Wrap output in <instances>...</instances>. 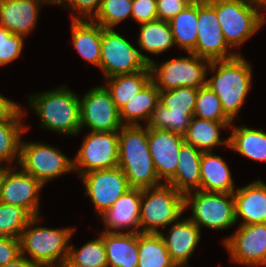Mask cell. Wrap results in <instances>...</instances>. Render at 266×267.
<instances>
[{
    "label": "cell",
    "instance_id": "cell-3",
    "mask_svg": "<svg viewBox=\"0 0 266 267\" xmlns=\"http://www.w3.org/2000/svg\"><path fill=\"white\" fill-rule=\"evenodd\" d=\"M43 128L65 135L81 132L80 98L65 85L28 97Z\"/></svg>",
    "mask_w": 266,
    "mask_h": 267
},
{
    "label": "cell",
    "instance_id": "cell-26",
    "mask_svg": "<svg viewBox=\"0 0 266 267\" xmlns=\"http://www.w3.org/2000/svg\"><path fill=\"white\" fill-rule=\"evenodd\" d=\"M231 123L193 117L186 133L183 135L184 141L203 152L213 151L215 147L220 145L229 147V138L222 140L220 130L229 128Z\"/></svg>",
    "mask_w": 266,
    "mask_h": 267
},
{
    "label": "cell",
    "instance_id": "cell-11",
    "mask_svg": "<svg viewBox=\"0 0 266 267\" xmlns=\"http://www.w3.org/2000/svg\"><path fill=\"white\" fill-rule=\"evenodd\" d=\"M73 159V169L81 176L92 170L118 167V131L89 132Z\"/></svg>",
    "mask_w": 266,
    "mask_h": 267
},
{
    "label": "cell",
    "instance_id": "cell-31",
    "mask_svg": "<svg viewBox=\"0 0 266 267\" xmlns=\"http://www.w3.org/2000/svg\"><path fill=\"white\" fill-rule=\"evenodd\" d=\"M140 25L137 43L147 53L157 55L174 46V37L168 21L155 20Z\"/></svg>",
    "mask_w": 266,
    "mask_h": 267
},
{
    "label": "cell",
    "instance_id": "cell-21",
    "mask_svg": "<svg viewBox=\"0 0 266 267\" xmlns=\"http://www.w3.org/2000/svg\"><path fill=\"white\" fill-rule=\"evenodd\" d=\"M233 197L236 222L241 217V225L266 223V184L263 181L259 179L237 188Z\"/></svg>",
    "mask_w": 266,
    "mask_h": 267
},
{
    "label": "cell",
    "instance_id": "cell-23",
    "mask_svg": "<svg viewBox=\"0 0 266 267\" xmlns=\"http://www.w3.org/2000/svg\"><path fill=\"white\" fill-rule=\"evenodd\" d=\"M103 238L108 267H138V234L100 232Z\"/></svg>",
    "mask_w": 266,
    "mask_h": 267
},
{
    "label": "cell",
    "instance_id": "cell-5",
    "mask_svg": "<svg viewBox=\"0 0 266 267\" xmlns=\"http://www.w3.org/2000/svg\"><path fill=\"white\" fill-rule=\"evenodd\" d=\"M185 212L184 194L163 183L157 187L142 189L141 233L158 234V228H167Z\"/></svg>",
    "mask_w": 266,
    "mask_h": 267
},
{
    "label": "cell",
    "instance_id": "cell-27",
    "mask_svg": "<svg viewBox=\"0 0 266 267\" xmlns=\"http://www.w3.org/2000/svg\"><path fill=\"white\" fill-rule=\"evenodd\" d=\"M160 91L151 80L138 94L119 109L123 125H140L143 119L148 123L154 108L159 103ZM146 120V121H145Z\"/></svg>",
    "mask_w": 266,
    "mask_h": 267
},
{
    "label": "cell",
    "instance_id": "cell-6",
    "mask_svg": "<svg viewBox=\"0 0 266 267\" xmlns=\"http://www.w3.org/2000/svg\"><path fill=\"white\" fill-rule=\"evenodd\" d=\"M215 10L228 46L238 47L253 36L262 24L260 8L247 0H206Z\"/></svg>",
    "mask_w": 266,
    "mask_h": 267
},
{
    "label": "cell",
    "instance_id": "cell-44",
    "mask_svg": "<svg viewBox=\"0 0 266 267\" xmlns=\"http://www.w3.org/2000/svg\"><path fill=\"white\" fill-rule=\"evenodd\" d=\"M21 255L20 239L0 237V267Z\"/></svg>",
    "mask_w": 266,
    "mask_h": 267
},
{
    "label": "cell",
    "instance_id": "cell-7",
    "mask_svg": "<svg viewBox=\"0 0 266 267\" xmlns=\"http://www.w3.org/2000/svg\"><path fill=\"white\" fill-rule=\"evenodd\" d=\"M188 54V57L168 59L160 65L152 59L149 63L152 81L159 91L179 87L199 89L207 85L206 75L211 61L192 52Z\"/></svg>",
    "mask_w": 266,
    "mask_h": 267
},
{
    "label": "cell",
    "instance_id": "cell-35",
    "mask_svg": "<svg viewBox=\"0 0 266 267\" xmlns=\"http://www.w3.org/2000/svg\"><path fill=\"white\" fill-rule=\"evenodd\" d=\"M197 92L190 87L160 91L159 103L168 108V114L194 115Z\"/></svg>",
    "mask_w": 266,
    "mask_h": 267
},
{
    "label": "cell",
    "instance_id": "cell-16",
    "mask_svg": "<svg viewBox=\"0 0 266 267\" xmlns=\"http://www.w3.org/2000/svg\"><path fill=\"white\" fill-rule=\"evenodd\" d=\"M15 167L6 171L0 191V202L26 209L33 217L39 214V192L44 186L32 175Z\"/></svg>",
    "mask_w": 266,
    "mask_h": 267
},
{
    "label": "cell",
    "instance_id": "cell-29",
    "mask_svg": "<svg viewBox=\"0 0 266 267\" xmlns=\"http://www.w3.org/2000/svg\"><path fill=\"white\" fill-rule=\"evenodd\" d=\"M232 130L229 147L246 158L266 162V133L262 130L242 125L230 126Z\"/></svg>",
    "mask_w": 266,
    "mask_h": 267
},
{
    "label": "cell",
    "instance_id": "cell-42",
    "mask_svg": "<svg viewBox=\"0 0 266 267\" xmlns=\"http://www.w3.org/2000/svg\"><path fill=\"white\" fill-rule=\"evenodd\" d=\"M131 17L139 24L158 20L157 0H132Z\"/></svg>",
    "mask_w": 266,
    "mask_h": 267
},
{
    "label": "cell",
    "instance_id": "cell-1",
    "mask_svg": "<svg viewBox=\"0 0 266 267\" xmlns=\"http://www.w3.org/2000/svg\"><path fill=\"white\" fill-rule=\"evenodd\" d=\"M120 167L131 188H153L163 184L150 154L148 127L123 125L118 131Z\"/></svg>",
    "mask_w": 266,
    "mask_h": 267
},
{
    "label": "cell",
    "instance_id": "cell-28",
    "mask_svg": "<svg viewBox=\"0 0 266 267\" xmlns=\"http://www.w3.org/2000/svg\"><path fill=\"white\" fill-rule=\"evenodd\" d=\"M151 80L152 75L148 64L139 72L112 76L105 79L108 86L104 85V87L110 93L116 107L120 109L138 94Z\"/></svg>",
    "mask_w": 266,
    "mask_h": 267
},
{
    "label": "cell",
    "instance_id": "cell-10",
    "mask_svg": "<svg viewBox=\"0 0 266 267\" xmlns=\"http://www.w3.org/2000/svg\"><path fill=\"white\" fill-rule=\"evenodd\" d=\"M17 165L45 185L49 180L74 171L73 160L49 144L24 142Z\"/></svg>",
    "mask_w": 266,
    "mask_h": 267
},
{
    "label": "cell",
    "instance_id": "cell-17",
    "mask_svg": "<svg viewBox=\"0 0 266 267\" xmlns=\"http://www.w3.org/2000/svg\"><path fill=\"white\" fill-rule=\"evenodd\" d=\"M148 142L156 174L160 181L167 183L176 173L184 138L168 130L148 128Z\"/></svg>",
    "mask_w": 266,
    "mask_h": 267
},
{
    "label": "cell",
    "instance_id": "cell-32",
    "mask_svg": "<svg viewBox=\"0 0 266 267\" xmlns=\"http://www.w3.org/2000/svg\"><path fill=\"white\" fill-rule=\"evenodd\" d=\"M138 258V267H177L159 233L138 234Z\"/></svg>",
    "mask_w": 266,
    "mask_h": 267
},
{
    "label": "cell",
    "instance_id": "cell-48",
    "mask_svg": "<svg viewBox=\"0 0 266 267\" xmlns=\"http://www.w3.org/2000/svg\"><path fill=\"white\" fill-rule=\"evenodd\" d=\"M10 167L7 165V166H5V165H1L0 164V191H1V187H2V181H3V179H4V176H5V174H6V171L9 169Z\"/></svg>",
    "mask_w": 266,
    "mask_h": 267
},
{
    "label": "cell",
    "instance_id": "cell-33",
    "mask_svg": "<svg viewBox=\"0 0 266 267\" xmlns=\"http://www.w3.org/2000/svg\"><path fill=\"white\" fill-rule=\"evenodd\" d=\"M23 116L20 108L9 120L0 122V164L19 162L21 134L27 130V126L23 127L21 123Z\"/></svg>",
    "mask_w": 266,
    "mask_h": 267
},
{
    "label": "cell",
    "instance_id": "cell-45",
    "mask_svg": "<svg viewBox=\"0 0 266 267\" xmlns=\"http://www.w3.org/2000/svg\"><path fill=\"white\" fill-rule=\"evenodd\" d=\"M20 108L18 103L0 95V122L9 120Z\"/></svg>",
    "mask_w": 266,
    "mask_h": 267
},
{
    "label": "cell",
    "instance_id": "cell-36",
    "mask_svg": "<svg viewBox=\"0 0 266 267\" xmlns=\"http://www.w3.org/2000/svg\"><path fill=\"white\" fill-rule=\"evenodd\" d=\"M32 218L26 209L0 202V237L20 239Z\"/></svg>",
    "mask_w": 266,
    "mask_h": 267
},
{
    "label": "cell",
    "instance_id": "cell-12",
    "mask_svg": "<svg viewBox=\"0 0 266 267\" xmlns=\"http://www.w3.org/2000/svg\"><path fill=\"white\" fill-rule=\"evenodd\" d=\"M79 100L81 129L87 126L91 132H113L122 128L119 109L103 85L88 90Z\"/></svg>",
    "mask_w": 266,
    "mask_h": 267
},
{
    "label": "cell",
    "instance_id": "cell-14",
    "mask_svg": "<svg viewBox=\"0 0 266 267\" xmlns=\"http://www.w3.org/2000/svg\"><path fill=\"white\" fill-rule=\"evenodd\" d=\"M88 195L100 216L124 193L131 189L120 167L92 170L80 176Z\"/></svg>",
    "mask_w": 266,
    "mask_h": 267
},
{
    "label": "cell",
    "instance_id": "cell-2",
    "mask_svg": "<svg viewBox=\"0 0 266 267\" xmlns=\"http://www.w3.org/2000/svg\"><path fill=\"white\" fill-rule=\"evenodd\" d=\"M208 69L214 75L207 78V85L220 99L225 115L233 122L251 88V64L237 54L229 59L211 61Z\"/></svg>",
    "mask_w": 266,
    "mask_h": 267
},
{
    "label": "cell",
    "instance_id": "cell-4",
    "mask_svg": "<svg viewBox=\"0 0 266 267\" xmlns=\"http://www.w3.org/2000/svg\"><path fill=\"white\" fill-rule=\"evenodd\" d=\"M42 220L40 216L33 217L20 236L21 255L45 267H60L68 258V243L75 228L49 229L35 225ZM34 227V228H33ZM27 253V254H26Z\"/></svg>",
    "mask_w": 266,
    "mask_h": 267
},
{
    "label": "cell",
    "instance_id": "cell-41",
    "mask_svg": "<svg viewBox=\"0 0 266 267\" xmlns=\"http://www.w3.org/2000/svg\"><path fill=\"white\" fill-rule=\"evenodd\" d=\"M102 0H55L53 4H58L77 12V16H72V20H92L99 11ZM66 3V4H65ZM81 16V17H80ZM87 17V18H86Z\"/></svg>",
    "mask_w": 266,
    "mask_h": 267
},
{
    "label": "cell",
    "instance_id": "cell-43",
    "mask_svg": "<svg viewBox=\"0 0 266 267\" xmlns=\"http://www.w3.org/2000/svg\"><path fill=\"white\" fill-rule=\"evenodd\" d=\"M193 0H157L158 20L170 21Z\"/></svg>",
    "mask_w": 266,
    "mask_h": 267
},
{
    "label": "cell",
    "instance_id": "cell-25",
    "mask_svg": "<svg viewBox=\"0 0 266 267\" xmlns=\"http://www.w3.org/2000/svg\"><path fill=\"white\" fill-rule=\"evenodd\" d=\"M71 36L81 57L99 67L102 26L92 20H72Z\"/></svg>",
    "mask_w": 266,
    "mask_h": 267
},
{
    "label": "cell",
    "instance_id": "cell-19",
    "mask_svg": "<svg viewBox=\"0 0 266 267\" xmlns=\"http://www.w3.org/2000/svg\"><path fill=\"white\" fill-rule=\"evenodd\" d=\"M50 0H0V27L26 37L37 24L41 6Z\"/></svg>",
    "mask_w": 266,
    "mask_h": 267
},
{
    "label": "cell",
    "instance_id": "cell-22",
    "mask_svg": "<svg viewBox=\"0 0 266 267\" xmlns=\"http://www.w3.org/2000/svg\"><path fill=\"white\" fill-rule=\"evenodd\" d=\"M203 151L184 142L178 153V166L175 175L166 183L184 195L201 190L200 162Z\"/></svg>",
    "mask_w": 266,
    "mask_h": 267
},
{
    "label": "cell",
    "instance_id": "cell-40",
    "mask_svg": "<svg viewBox=\"0 0 266 267\" xmlns=\"http://www.w3.org/2000/svg\"><path fill=\"white\" fill-rule=\"evenodd\" d=\"M24 36L13 34L0 27V66L17 59L23 49Z\"/></svg>",
    "mask_w": 266,
    "mask_h": 267
},
{
    "label": "cell",
    "instance_id": "cell-46",
    "mask_svg": "<svg viewBox=\"0 0 266 267\" xmlns=\"http://www.w3.org/2000/svg\"><path fill=\"white\" fill-rule=\"evenodd\" d=\"M1 267H45L42 264L35 263L28 259L25 255H20L17 259Z\"/></svg>",
    "mask_w": 266,
    "mask_h": 267
},
{
    "label": "cell",
    "instance_id": "cell-38",
    "mask_svg": "<svg viewBox=\"0 0 266 267\" xmlns=\"http://www.w3.org/2000/svg\"><path fill=\"white\" fill-rule=\"evenodd\" d=\"M131 13L132 0H102L92 21L105 29H113L127 17H131Z\"/></svg>",
    "mask_w": 266,
    "mask_h": 267
},
{
    "label": "cell",
    "instance_id": "cell-49",
    "mask_svg": "<svg viewBox=\"0 0 266 267\" xmlns=\"http://www.w3.org/2000/svg\"><path fill=\"white\" fill-rule=\"evenodd\" d=\"M60 267H78V266H73L66 260Z\"/></svg>",
    "mask_w": 266,
    "mask_h": 267
},
{
    "label": "cell",
    "instance_id": "cell-13",
    "mask_svg": "<svg viewBox=\"0 0 266 267\" xmlns=\"http://www.w3.org/2000/svg\"><path fill=\"white\" fill-rule=\"evenodd\" d=\"M230 261L250 267H262L266 262V223L240 225L224 239Z\"/></svg>",
    "mask_w": 266,
    "mask_h": 267
},
{
    "label": "cell",
    "instance_id": "cell-30",
    "mask_svg": "<svg viewBox=\"0 0 266 267\" xmlns=\"http://www.w3.org/2000/svg\"><path fill=\"white\" fill-rule=\"evenodd\" d=\"M168 22L175 45L187 53L192 52L197 43L198 0H193Z\"/></svg>",
    "mask_w": 266,
    "mask_h": 267
},
{
    "label": "cell",
    "instance_id": "cell-39",
    "mask_svg": "<svg viewBox=\"0 0 266 267\" xmlns=\"http://www.w3.org/2000/svg\"><path fill=\"white\" fill-rule=\"evenodd\" d=\"M193 116L168 114V108L158 103L146 126L152 129L168 130L183 136Z\"/></svg>",
    "mask_w": 266,
    "mask_h": 267
},
{
    "label": "cell",
    "instance_id": "cell-15",
    "mask_svg": "<svg viewBox=\"0 0 266 267\" xmlns=\"http://www.w3.org/2000/svg\"><path fill=\"white\" fill-rule=\"evenodd\" d=\"M197 43L192 51L199 57L210 61L229 59L238 52H229L216 10L206 1L198 0Z\"/></svg>",
    "mask_w": 266,
    "mask_h": 267
},
{
    "label": "cell",
    "instance_id": "cell-47",
    "mask_svg": "<svg viewBox=\"0 0 266 267\" xmlns=\"http://www.w3.org/2000/svg\"><path fill=\"white\" fill-rule=\"evenodd\" d=\"M252 5H255L261 9V11H266V0H247Z\"/></svg>",
    "mask_w": 266,
    "mask_h": 267
},
{
    "label": "cell",
    "instance_id": "cell-20",
    "mask_svg": "<svg viewBox=\"0 0 266 267\" xmlns=\"http://www.w3.org/2000/svg\"><path fill=\"white\" fill-rule=\"evenodd\" d=\"M171 226L168 233L160 231L159 235L176 266L188 267L189 258L200 241L201 229L189 218L178 219Z\"/></svg>",
    "mask_w": 266,
    "mask_h": 267
},
{
    "label": "cell",
    "instance_id": "cell-37",
    "mask_svg": "<svg viewBox=\"0 0 266 267\" xmlns=\"http://www.w3.org/2000/svg\"><path fill=\"white\" fill-rule=\"evenodd\" d=\"M193 117L216 122H232L225 115L220 99L208 85L198 89Z\"/></svg>",
    "mask_w": 266,
    "mask_h": 267
},
{
    "label": "cell",
    "instance_id": "cell-9",
    "mask_svg": "<svg viewBox=\"0 0 266 267\" xmlns=\"http://www.w3.org/2000/svg\"><path fill=\"white\" fill-rule=\"evenodd\" d=\"M151 61L150 57L143 55L115 29L102 27L99 68L105 79L139 72Z\"/></svg>",
    "mask_w": 266,
    "mask_h": 267
},
{
    "label": "cell",
    "instance_id": "cell-34",
    "mask_svg": "<svg viewBox=\"0 0 266 267\" xmlns=\"http://www.w3.org/2000/svg\"><path fill=\"white\" fill-rule=\"evenodd\" d=\"M67 261L78 267H108L103 238L88 241L80 249L69 245Z\"/></svg>",
    "mask_w": 266,
    "mask_h": 267
},
{
    "label": "cell",
    "instance_id": "cell-8",
    "mask_svg": "<svg viewBox=\"0 0 266 267\" xmlns=\"http://www.w3.org/2000/svg\"><path fill=\"white\" fill-rule=\"evenodd\" d=\"M184 207L185 211L191 208L192 217L189 219L200 229L205 226L225 230L237 223L233 194L191 191L184 195Z\"/></svg>",
    "mask_w": 266,
    "mask_h": 267
},
{
    "label": "cell",
    "instance_id": "cell-24",
    "mask_svg": "<svg viewBox=\"0 0 266 267\" xmlns=\"http://www.w3.org/2000/svg\"><path fill=\"white\" fill-rule=\"evenodd\" d=\"M200 169L202 191L233 194L237 190L229 166L221 156L203 152Z\"/></svg>",
    "mask_w": 266,
    "mask_h": 267
},
{
    "label": "cell",
    "instance_id": "cell-18",
    "mask_svg": "<svg viewBox=\"0 0 266 267\" xmlns=\"http://www.w3.org/2000/svg\"><path fill=\"white\" fill-rule=\"evenodd\" d=\"M142 189L131 188L124 193L108 210L100 215L107 232H123L139 234ZM130 227V228H129ZM130 229V230H129ZM118 230V231H117Z\"/></svg>",
    "mask_w": 266,
    "mask_h": 267
}]
</instances>
